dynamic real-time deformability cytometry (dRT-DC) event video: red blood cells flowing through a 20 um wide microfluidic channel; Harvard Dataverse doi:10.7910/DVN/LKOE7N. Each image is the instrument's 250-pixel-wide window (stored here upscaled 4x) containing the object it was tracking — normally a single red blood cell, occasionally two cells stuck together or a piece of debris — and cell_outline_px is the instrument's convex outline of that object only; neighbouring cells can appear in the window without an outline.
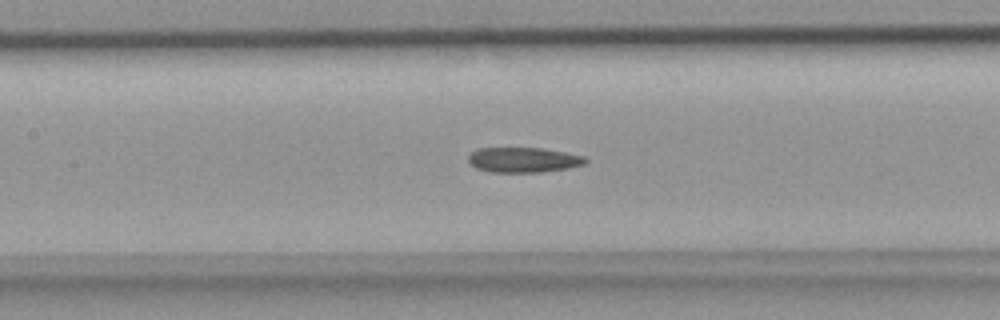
{"species": "common noctule bat (a hibernating species)", "species_latin": "Nyctalus noctula", "temperature_condition": "room temperature", "stored_images_in_passage": 43, "camera_frame_rate_fps": 3000, "um_per_image_px": 0.085, "animal": {"sex": "female", "body_mass_g": 18.4}, "frame": {"image": 1, "passage_image": 19, "time_ms": 6.0, "image_size_px": [1000, 320], "cell_outline_px": [[588, 160], [584, 164], [568, 168], [540, 172], [492, 172], [476, 168], [468, 160], [468, 156], [476, 148], [544, 148], [584, 156]], "centroid_in_image_um": [44.49, 13.58], "position_along_channel_um": 162.9, "area_um2": 17.05}}
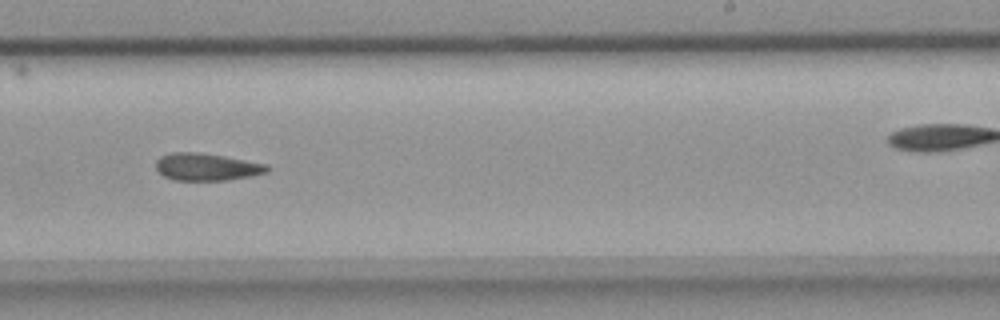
{"frame": {"image": 2, "passage_image": 26, "time_ms": 8.333, "image_size_px": [1000, 320], "cell_outline_px": [[268, 172], [252, 176], [228, 180], [172, 180], [164, 176], [156, 168], [156, 160], [160, 156], [172, 152], [196, 152], [224, 156], [268, 164]], "centroid_in_image_um": [17.57, 14.19], "position_along_channel_um": 271.4, "area_um2": 17.74}}
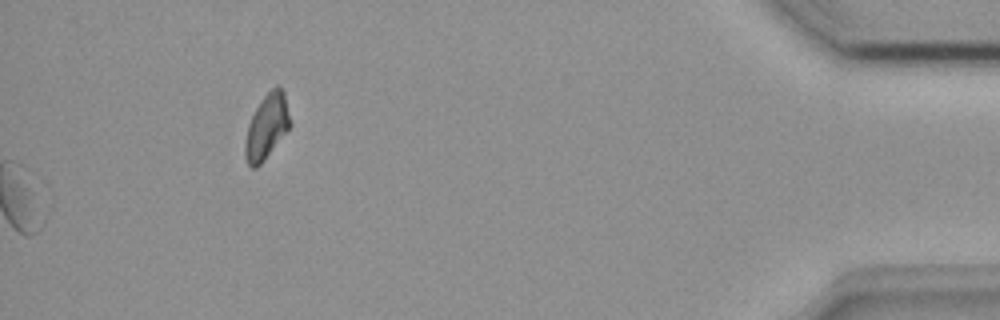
{"frame": {"image": 3, "passage_image": 43, "time_ms": 14.0, "image_size_px": [1000, 320], "cell_outline_px": [[292, 124], [264, 160], [256, 168], [252, 168], [248, 164], [244, 156], [244, 144], [248, 124], [260, 100], [276, 84], [284, 92]], "centroid_in_image_um": [22.66, 10.76], "position_along_channel_um": 412.5, "area_um2": 16.94}}